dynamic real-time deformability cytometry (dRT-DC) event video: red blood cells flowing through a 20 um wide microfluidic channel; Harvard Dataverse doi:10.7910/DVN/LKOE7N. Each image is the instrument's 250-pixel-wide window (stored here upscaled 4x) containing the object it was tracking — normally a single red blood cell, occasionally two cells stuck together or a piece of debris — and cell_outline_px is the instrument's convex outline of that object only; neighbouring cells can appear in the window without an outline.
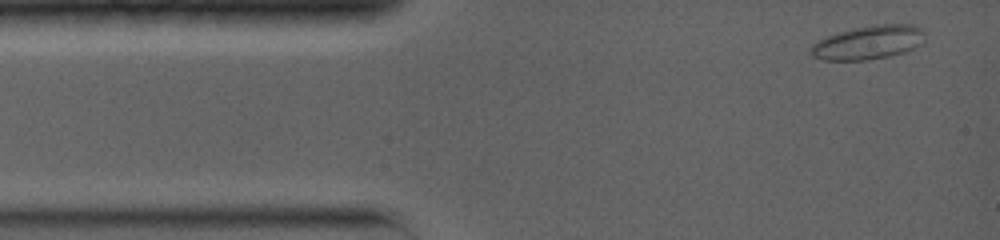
{"species": "common noctule bat (a hibernating species)", "species_latin": "Nyctalus noctula", "temperature_condition": "warm", "stored_images_in_passage": 35, "camera_frame_rate_fps": 5000, "um_per_image_px": 0.085, "animal": {"sex": "female", "body_mass_g": 19.0, "forearm_length_mm": 56.7}, "frame": {"image": 1, "passage_image": 1, "time_ms": 0.0, "image_size_px": [1000, 240], "cell_outline_px": [[924, 44], [904, 52], [888, 56], [868, 60], [824, 60], [812, 56], [808, 48], [816, 40], [852, 28], [876, 24], [916, 24], [924, 32]], "centroid_in_image_um": [73.82, 3.6], "position_along_channel_um": 11.2, "area_um2": 22.72}}
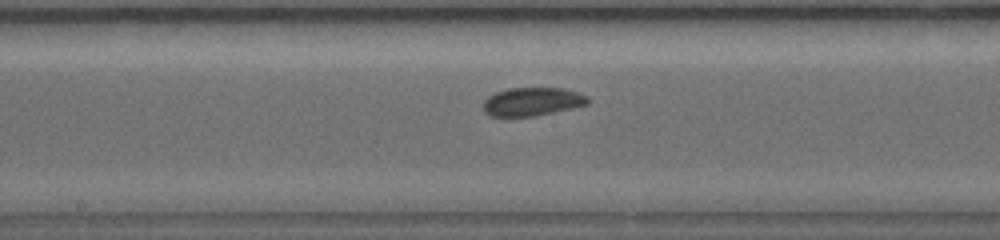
{"frame": {"image": 2, "passage_image": 16, "time_ms": 6.4, "image_size_px": [1000, 240], "cell_outline_px": [[588, 104], [572, 108], [536, 116], [488, 116], [484, 112], [484, 100], [488, 96], [496, 92], [508, 88], [564, 88], [588, 96]], "centroid_in_image_um": [45.23, 8.64], "position_along_channel_um": 203.0, "area_um2": 17.28}}
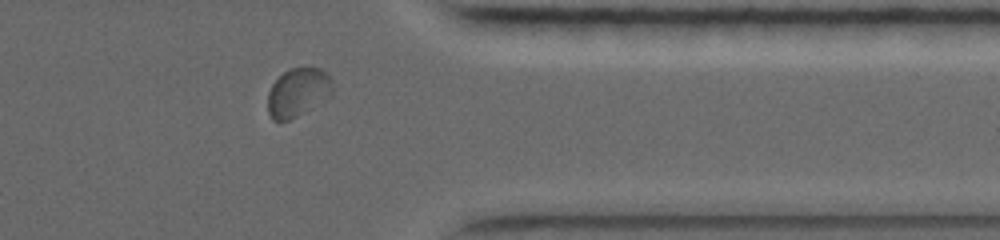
{"frame": {"image": 3, "passage_image": 31, "time_ms": 11.2, "image_size_px": [1000, 240], "cell_outline_px": [[332, 96], [296, 116], [280, 124], [272, 120], [268, 112], [268, 92], [272, 84], [288, 68], [320, 68], [332, 80]], "centroid_in_image_um": [25.3, 7.88], "position_along_channel_um": 386.1, "area_um2": 18.38}, "authors_computed_cell_mechanics": {"area_um2": 17.7446, "velocity_mm_per_s": 3.9363, "shape_relaxation_time_tau1_ms": 7.9837, "shape_relaxation_time_tau2_ms": 1.1734, "deformation_change_tau1": 0.1077, "deformation_change_tau2": 0.0463}}